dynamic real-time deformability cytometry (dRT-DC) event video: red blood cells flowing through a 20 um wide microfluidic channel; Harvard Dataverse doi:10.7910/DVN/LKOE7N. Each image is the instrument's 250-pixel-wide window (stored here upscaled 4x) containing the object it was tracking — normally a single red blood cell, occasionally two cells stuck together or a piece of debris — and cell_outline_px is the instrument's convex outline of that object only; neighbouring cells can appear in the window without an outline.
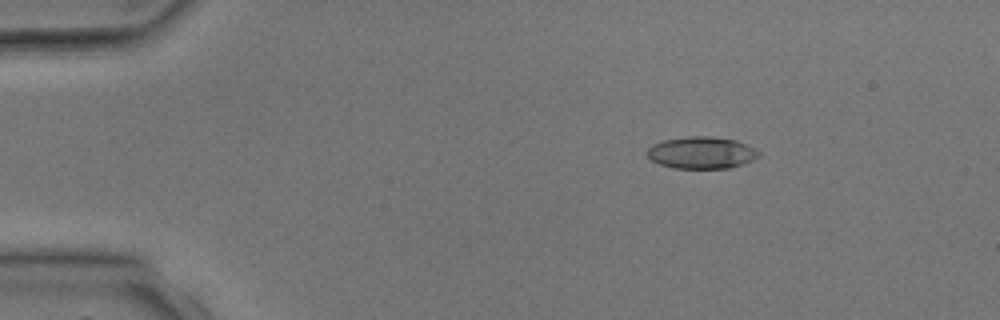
{"species": "common noctule bat (a hibernating species)", "species_latin": "Nyctalus noctula", "temperature_condition": "room temperature", "stored_images_in_passage": 4, "camera_frame_rate_fps": 3000, "um_per_image_px": 0.085, "animal": {"sex": "male", "body_mass_g": 17.9, "forearm_length_mm": 54.2}, "frame": {"image": 1, "passage_image": 2, "time_ms": 1.0, "image_size_px": [1000, 320], "cell_outline_px": [[760, 156], [752, 160], [728, 168], [672, 168], [660, 164], [652, 160], [648, 156], [648, 148], [652, 144], [664, 140], [688, 136], [708, 136], [736, 140], [760, 152]], "centroid_in_image_um": [59.6, 12.97], "position_along_channel_um": 25.4, "area_um2": 20.52}}
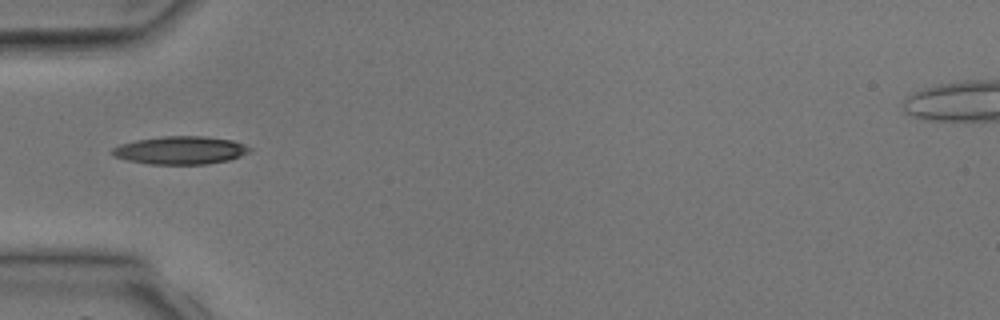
{"frame": {"image": 2, "passage_image": 4, "time_ms": 3.333, "image_size_px": [1000, 320], "cell_outline_px": [[252, 148], [248, 152], [240, 156], [228, 160], [204, 164], [148, 164], [128, 160], [112, 156], [108, 152], [112, 148], [120, 144], [136, 140], [164, 136], [204, 136], [232, 140], [244, 144]], "centroid_in_image_um": [15.29, 12.77], "position_along_channel_um": 69.7, "area_um2": 22.43}}